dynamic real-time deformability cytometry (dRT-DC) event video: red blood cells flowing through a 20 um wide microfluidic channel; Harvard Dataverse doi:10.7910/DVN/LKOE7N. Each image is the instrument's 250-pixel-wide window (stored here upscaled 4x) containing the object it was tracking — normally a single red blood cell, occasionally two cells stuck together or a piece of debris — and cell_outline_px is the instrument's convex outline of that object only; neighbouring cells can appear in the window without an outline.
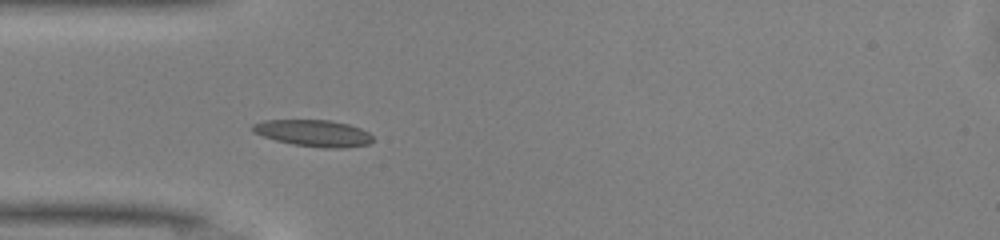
{"species": "common noctule bat (a hibernating species)", "species_latin": "Nyctalus noctula", "temperature_condition": "warm", "stored_images_in_passage": 36, "camera_frame_rate_fps": 3000, "um_per_image_px": 0.085, "animal": {"sex": "male", "body_mass_g": 13.0, "forearm_length_mm": 53.1}, "frame": {"image": 1, "passage_image": 4, "time_ms": 1.0, "image_size_px": [1000, 240], "cell_outline_px": [[372, 140], [368, 144], [344, 148], [324, 148], [292, 144], [276, 140], [252, 132], [252, 124], [264, 120], [328, 120], [348, 124], [360, 128], [368, 132], [372, 136]], "centroid_in_image_um": [26.64, 11.31], "position_along_channel_um": 58.4, "area_um2": 18.55}}
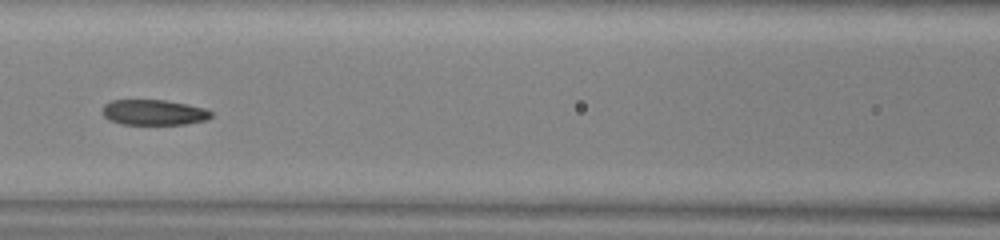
{"frame": {"image": 2, "passage_image": 11, "time_ms": 3.333, "image_size_px": [1000, 240], "cell_outline_px": [[212, 116], [208, 120], [184, 124], [124, 124], [108, 120], [100, 112], [104, 104], [112, 100], [164, 100], [188, 104], [208, 108], [212, 112]], "centroid_in_image_um": [13.09, 9.55], "position_along_channel_um": 153.5, "area_um2": 16.36}}
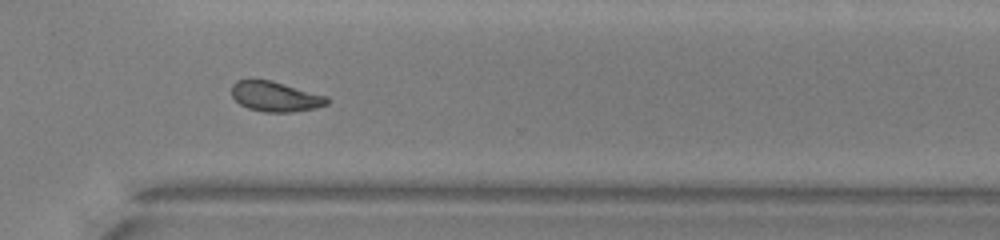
{"frame": {"image": 3, "passage_image": 25, "time_ms": 8.0, "image_size_px": [1000, 240], "cell_outline_px": [[332, 100], [328, 104], [316, 108], [292, 112], [264, 112], [248, 108], [240, 104], [232, 96], [232, 84], [236, 80], [248, 76], [252, 76], [272, 80], [328, 96]], "centroid_in_image_um": [23.39, 8.16], "position_along_channel_um": 347.2, "area_um2": 17.46}, "authors_computed_cell_mechanics": {"area_um2": 17.4845, "velocity_mm_per_s": 4.1462, "shape_relaxation_time_tau1_ms": 3.881, "shape_relaxation_time_tau2_ms": 3.4695, "deformation_change_tau1": 0.1335, "deformation_change_tau2": 0.1056}}